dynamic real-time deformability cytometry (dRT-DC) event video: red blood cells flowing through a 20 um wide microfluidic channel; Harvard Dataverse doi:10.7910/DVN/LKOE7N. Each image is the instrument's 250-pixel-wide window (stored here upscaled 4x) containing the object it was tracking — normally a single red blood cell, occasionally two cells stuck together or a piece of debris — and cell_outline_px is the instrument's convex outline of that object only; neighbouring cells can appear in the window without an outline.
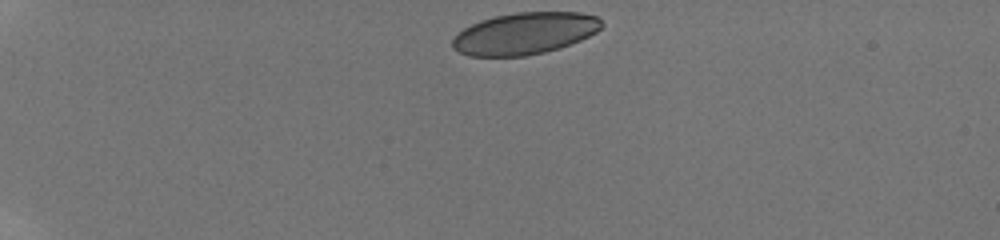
{"species": "human", "species_latin": "Homo sapiens", "temperature_condition": "room temperature", "stored_images_in_passage": 29, "camera_frame_rate_fps": 3000, "um_per_image_px": 0.085, "donor": {"sex": "male"}, "frame": {"image": 1, "passage_image": 1, "time_ms": 0.0, "image_size_px": [1000, 240], "cell_outline_px": [[604, 24], [596, 32], [580, 40], [560, 48], [544, 52], [524, 56], [468, 56], [452, 48], [452, 40], [464, 28], [480, 20], [496, 16], [516, 12], [580, 12], [600, 16]], "centroid_in_image_um": [44.63, 2.83], "position_along_channel_um": 40.4, "area_um2": 36.41}}
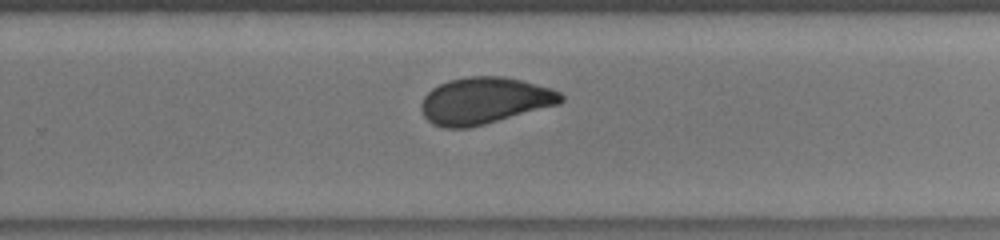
{"frame": {"image": 2, "passage_image": 16, "time_ms": 8.333, "image_size_px": [1000, 240], "cell_outline_px": [[564, 100], [560, 104], [484, 124], [468, 128], [444, 128], [432, 124], [424, 116], [420, 108], [420, 104], [424, 96], [432, 88], [448, 80], [468, 76], [504, 76], [552, 88], [560, 92], [564, 96]], "centroid_in_image_um": [41.17, 8.55], "position_along_channel_um": 288.6, "area_um2": 38.09}}
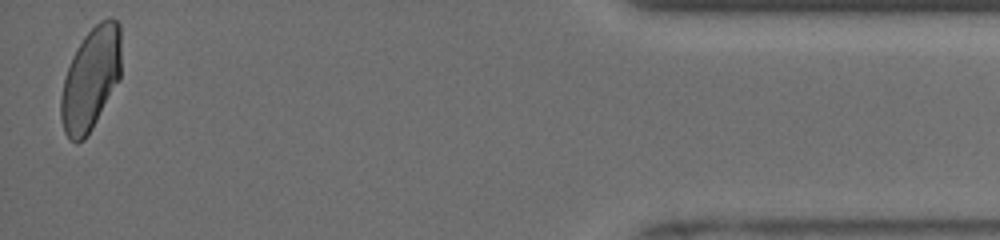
{"frame": {"image": 3, "passage_image": 29, "time_ms": 13.333, "image_size_px": [1000, 240], "cell_outline_px": [[120, 80], [92, 128], [84, 140], [76, 144], [64, 132], [60, 116], [60, 100], [64, 80], [72, 56], [76, 48], [84, 36], [100, 20], [116, 20], [120, 24]], "centroid_in_image_um": [7.7, 6.74], "position_along_channel_um": 427.5, "area_um2": 35.89}, "authors_computed_cell_mechanics": {"area_um2": 38.0902, "velocity_mm_per_s": 3.941, "shape_relaxation_time_tau1_ms": 7.1239, "shape_relaxation_time_tau2_ms": 1.1045, "deformation_change_tau1": 0.1459, "deformation_change_tau2": 0.0579}}